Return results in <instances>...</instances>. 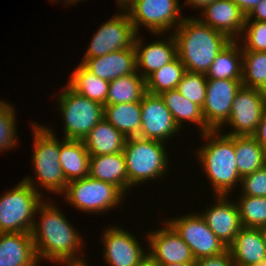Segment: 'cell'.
Segmentation results:
<instances>
[{
  "label": "cell",
  "mask_w": 266,
  "mask_h": 266,
  "mask_svg": "<svg viewBox=\"0 0 266 266\" xmlns=\"http://www.w3.org/2000/svg\"><path fill=\"white\" fill-rule=\"evenodd\" d=\"M59 210L51 201L45 200L37 209L40 220L34 221L31 231L37 258L39 262L45 259L59 265L84 261L79 256V253L82 255L83 237Z\"/></svg>",
  "instance_id": "1"
},
{
  "label": "cell",
  "mask_w": 266,
  "mask_h": 266,
  "mask_svg": "<svg viewBox=\"0 0 266 266\" xmlns=\"http://www.w3.org/2000/svg\"><path fill=\"white\" fill-rule=\"evenodd\" d=\"M173 31L177 55L185 70L192 73L205 74L215 57L231 41L193 16L185 17Z\"/></svg>",
  "instance_id": "2"
},
{
  "label": "cell",
  "mask_w": 266,
  "mask_h": 266,
  "mask_svg": "<svg viewBox=\"0 0 266 266\" xmlns=\"http://www.w3.org/2000/svg\"><path fill=\"white\" fill-rule=\"evenodd\" d=\"M201 136L206 143L196 149L200 166L211 182L215 196H227L242 178L236 165L234 136H227L218 130L205 132Z\"/></svg>",
  "instance_id": "3"
},
{
  "label": "cell",
  "mask_w": 266,
  "mask_h": 266,
  "mask_svg": "<svg viewBox=\"0 0 266 266\" xmlns=\"http://www.w3.org/2000/svg\"><path fill=\"white\" fill-rule=\"evenodd\" d=\"M32 123L34 150L31 160L37 179L34 181L31 177H25L23 180L35 190L39 187L38 193H41L39 191L41 188L49 193L63 194L68 182L59 163L60 140L50 127Z\"/></svg>",
  "instance_id": "4"
},
{
  "label": "cell",
  "mask_w": 266,
  "mask_h": 266,
  "mask_svg": "<svg viewBox=\"0 0 266 266\" xmlns=\"http://www.w3.org/2000/svg\"><path fill=\"white\" fill-rule=\"evenodd\" d=\"M162 141L129 137L123 154L128 174V190L149 180L164 177L168 167V153ZM166 171V172H165Z\"/></svg>",
  "instance_id": "5"
},
{
  "label": "cell",
  "mask_w": 266,
  "mask_h": 266,
  "mask_svg": "<svg viewBox=\"0 0 266 266\" xmlns=\"http://www.w3.org/2000/svg\"><path fill=\"white\" fill-rule=\"evenodd\" d=\"M43 198L24 180L0 196V233H31Z\"/></svg>",
  "instance_id": "6"
},
{
  "label": "cell",
  "mask_w": 266,
  "mask_h": 266,
  "mask_svg": "<svg viewBox=\"0 0 266 266\" xmlns=\"http://www.w3.org/2000/svg\"><path fill=\"white\" fill-rule=\"evenodd\" d=\"M58 96V110L63 115L64 139L83 140L104 118V105L76 93L67 84Z\"/></svg>",
  "instance_id": "7"
},
{
  "label": "cell",
  "mask_w": 266,
  "mask_h": 266,
  "mask_svg": "<svg viewBox=\"0 0 266 266\" xmlns=\"http://www.w3.org/2000/svg\"><path fill=\"white\" fill-rule=\"evenodd\" d=\"M62 195L69 205L81 212L101 214L121 205L126 194L111 183L88 176L69 181Z\"/></svg>",
  "instance_id": "8"
},
{
  "label": "cell",
  "mask_w": 266,
  "mask_h": 266,
  "mask_svg": "<svg viewBox=\"0 0 266 266\" xmlns=\"http://www.w3.org/2000/svg\"><path fill=\"white\" fill-rule=\"evenodd\" d=\"M179 6V0H131L123 9L129 14L137 34L144 25L159 37L167 31L170 33L171 28L176 29L184 20Z\"/></svg>",
  "instance_id": "9"
},
{
  "label": "cell",
  "mask_w": 266,
  "mask_h": 266,
  "mask_svg": "<svg viewBox=\"0 0 266 266\" xmlns=\"http://www.w3.org/2000/svg\"><path fill=\"white\" fill-rule=\"evenodd\" d=\"M166 222L189 246L195 260L216 256L228 249L210 230L199 212L188 213L173 219L171 217Z\"/></svg>",
  "instance_id": "10"
},
{
  "label": "cell",
  "mask_w": 266,
  "mask_h": 266,
  "mask_svg": "<svg viewBox=\"0 0 266 266\" xmlns=\"http://www.w3.org/2000/svg\"><path fill=\"white\" fill-rule=\"evenodd\" d=\"M119 10L120 14L112 16L95 32L83 58L103 56L134 46L137 32L129 14L123 8Z\"/></svg>",
  "instance_id": "11"
},
{
  "label": "cell",
  "mask_w": 266,
  "mask_h": 266,
  "mask_svg": "<svg viewBox=\"0 0 266 266\" xmlns=\"http://www.w3.org/2000/svg\"><path fill=\"white\" fill-rule=\"evenodd\" d=\"M266 109V101L256 88L242 86L236 93L230 116L223 124L233 129L227 136H252Z\"/></svg>",
  "instance_id": "12"
},
{
  "label": "cell",
  "mask_w": 266,
  "mask_h": 266,
  "mask_svg": "<svg viewBox=\"0 0 266 266\" xmlns=\"http://www.w3.org/2000/svg\"><path fill=\"white\" fill-rule=\"evenodd\" d=\"M241 87L242 80L207 79L202 113L205 123L212 130L221 132L230 116L234 97Z\"/></svg>",
  "instance_id": "13"
},
{
  "label": "cell",
  "mask_w": 266,
  "mask_h": 266,
  "mask_svg": "<svg viewBox=\"0 0 266 266\" xmlns=\"http://www.w3.org/2000/svg\"><path fill=\"white\" fill-rule=\"evenodd\" d=\"M141 129L139 137L167 142L179 133L171 112L160 95L146 92L140 101Z\"/></svg>",
  "instance_id": "14"
},
{
  "label": "cell",
  "mask_w": 266,
  "mask_h": 266,
  "mask_svg": "<svg viewBox=\"0 0 266 266\" xmlns=\"http://www.w3.org/2000/svg\"><path fill=\"white\" fill-rule=\"evenodd\" d=\"M103 232V257L109 266H137L148 254L139 239L122 227L109 226Z\"/></svg>",
  "instance_id": "15"
},
{
  "label": "cell",
  "mask_w": 266,
  "mask_h": 266,
  "mask_svg": "<svg viewBox=\"0 0 266 266\" xmlns=\"http://www.w3.org/2000/svg\"><path fill=\"white\" fill-rule=\"evenodd\" d=\"M163 223L164 227L149 232L146 237L148 254L159 265L195 262L189 246L165 220Z\"/></svg>",
  "instance_id": "16"
},
{
  "label": "cell",
  "mask_w": 266,
  "mask_h": 266,
  "mask_svg": "<svg viewBox=\"0 0 266 266\" xmlns=\"http://www.w3.org/2000/svg\"><path fill=\"white\" fill-rule=\"evenodd\" d=\"M214 203L200 215L204 218L207 226L217 238L228 248L235 240L236 235L243 228L239 210L235 201L227 199L228 196L214 195Z\"/></svg>",
  "instance_id": "17"
},
{
  "label": "cell",
  "mask_w": 266,
  "mask_h": 266,
  "mask_svg": "<svg viewBox=\"0 0 266 266\" xmlns=\"http://www.w3.org/2000/svg\"><path fill=\"white\" fill-rule=\"evenodd\" d=\"M198 18L202 23L226 35L230 40H238L242 35L246 15L232 0H216L209 4Z\"/></svg>",
  "instance_id": "18"
},
{
  "label": "cell",
  "mask_w": 266,
  "mask_h": 266,
  "mask_svg": "<svg viewBox=\"0 0 266 266\" xmlns=\"http://www.w3.org/2000/svg\"><path fill=\"white\" fill-rule=\"evenodd\" d=\"M138 36L139 35L137 34L134 43L137 72L144 79L154 71L173 61L178 56L177 42L172 32L169 37H166V39H159L148 45H144L143 38H140V36L138 38Z\"/></svg>",
  "instance_id": "19"
},
{
  "label": "cell",
  "mask_w": 266,
  "mask_h": 266,
  "mask_svg": "<svg viewBox=\"0 0 266 266\" xmlns=\"http://www.w3.org/2000/svg\"><path fill=\"white\" fill-rule=\"evenodd\" d=\"M80 64L100 79L110 82L137 71L135 47L117 50L94 58H82Z\"/></svg>",
  "instance_id": "20"
},
{
  "label": "cell",
  "mask_w": 266,
  "mask_h": 266,
  "mask_svg": "<svg viewBox=\"0 0 266 266\" xmlns=\"http://www.w3.org/2000/svg\"><path fill=\"white\" fill-rule=\"evenodd\" d=\"M31 233H0V266H39Z\"/></svg>",
  "instance_id": "21"
},
{
  "label": "cell",
  "mask_w": 266,
  "mask_h": 266,
  "mask_svg": "<svg viewBox=\"0 0 266 266\" xmlns=\"http://www.w3.org/2000/svg\"><path fill=\"white\" fill-rule=\"evenodd\" d=\"M89 177L111 183L124 194L128 190V174L123 152L90 156Z\"/></svg>",
  "instance_id": "22"
},
{
  "label": "cell",
  "mask_w": 266,
  "mask_h": 266,
  "mask_svg": "<svg viewBox=\"0 0 266 266\" xmlns=\"http://www.w3.org/2000/svg\"><path fill=\"white\" fill-rule=\"evenodd\" d=\"M228 249L234 264L255 265L266 258V245L260 228L243 227Z\"/></svg>",
  "instance_id": "23"
},
{
  "label": "cell",
  "mask_w": 266,
  "mask_h": 266,
  "mask_svg": "<svg viewBox=\"0 0 266 266\" xmlns=\"http://www.w3.org/2000/svg\"><path fill=\"white\" fill-rule=\"evenodd\" d=\"M127 137L106 119L99 121L83 139L90 156L123 152Z\"/></svg>",
  "instance_id": "24"
},
{
  "label": "cell",
  "mask_w": 266,
  "mask_h": 266,
  "mask_svg": "<svg viewBox=\"0 0 266 266\" xmlns=\"http://www.w3.org/2000/svg\"><path fill=\"white\" fill-rule=\"evenodd\" d=\"M60 166L66 181L88 177L90 154L83 140L62 139L60 141Z\"/></svg>",
  "instance_id": "25"
},
{
  "label": "cell",
  "mask_w": 266,
  "mask_h": 266,
  "mask_svg": "<svg viewBox=\"0 0 266 266\" xmlns=\"http://www.w3.org/2000/svg\"><path fill=\"white\" fill-rule=\"evenodd\" d=\"M242 69V46L237 40H231L215 57L204 75L206 79L242 80Z\"/></svg>",
  "instance_id": "26"
},
{
  "label": "cell",
  "mask_w": 266,
  "mask_h": 266,
  "mask_svg": "<svg viewBox=\"0 0 266 266\" xmlns=\"http://www.w3.org/2000/svg\"><path fill=\"white\" fill-rule=\"evenodd\" d=\"M161 98L171 112L176 125L181 129L183 122H193L200 128V134L209 132L212 129L205 123L202 108L184 97L178 90L163 92Z\"/></svg>",
  "instance_id": "27"
},
{
  "label": "cell",
  "mask_w": 266,
  "mask_h": 266,
  "mask_svg": "<svg viewBox=\"0 0 266 266\" xmlns=\"http://www.w3.org/2000/svg\"><path fill=\"white\" fill-rule=\"evenodd\" d=\"M141 117L140 101L104 105V119L127 138L139 137Z\"/></svg>",
  "instance_id": "28"
},
{
  "label": "cell",
  "mask_w": 266,
  "mask_h": 266,
  "mask_svg": "<svg viewBox=\"0 0 266 266\" xmlns=\"http://www.w3.org/2000/svg\"><path fill=\"white\" fill-rule=\"evenodd\" d=\"M236 165L241 177L266 165V151L253 136H234Z\"/></svg>",
  "instance_id": "29"
},
{
  "label": "cell",
  "mask_w": 266,
  "mask_h": 266,
  "mask_svg": "<svg viewBox=\"0 0 266 266\" xmlns=\"http://www.w3.org/2000/svg\"><path fill=\"white\" fill-rule=\"evenodd\" d=\"M73 71L67 85L76 93L105 105L108 97L109 81L100 79L86 70L80 63Z\"/></svg>",
  "instance_id": "30"
},
{
  "label": "cell",
  "mask_w": 266,
  "mask_h": 266,
  "mask_svg": "<svg viewBox=\"0 0 266 266\" xmlns=\"http://www.w3.org/2000/svg\"><path fill=\"white\" fill-rule=\"evenodd\" d=\"M146 93L145 79L136 71L109 82L105 105L138 102Z\"/></svg>",
  "instance_id": "31"
},
{
  "label": "cell",
  "mask_w": 266,
  "mask_h": 266,
  "mask_svg": "<svg viewBox=\"0 0 266 266\" xmlns=\"http://www.w3.org/2000/svg\"><path fill=\"white\" fill-rule=\"evenodd\" d=\"M185 72V66L177 56L145 79L146 92L161 95L163 92L176 89Z\"/></svg>",
  "instance_id": "32"
},
{
  "label": "cell",
  "mask_w": 266,
  "mask_h": 266,
  "mask_svg": "<svg viewBox=\"0 0 266 266\" xmlns=\"http://www.w3.org/2000/svg\"><path fill=\"white\" fill-rule=\"evenodd\" d=\"M236 202L242 226L261 228L266 226V197L240 195Z\"/></svg>",
  "instance_id": "33"
},
{
  "label": "cell",
  "mask_w": 266,
  "mask_h": 266,
  "mask_svg": "<svg viewBox=\"0 0 266 266\" xmlns=\"http://www.w3.org/2000/svg\"><path fill=\"white\" fill-rule=\"evenodd\" d=\"M242 86L259 89L266 80V52L242 51Z\"/></svg>",
  "instance_id": "34"
},
{
  "label": "cell",
  "mask_w": 266,
  "mask_h": 266,
  "mask_svg": "<svg viewBox=\"0 0 266 266\" xmlns=\"http://www.w3.org/2000/svg\"><path fill=\"white\" fill-rule=\"evenodd\" d=\"M15 114V109L9 102L0 100V152L17 148Z\"/></svg>",
  "instance_id": "35"
},
{
  "label": "cell",
  "mask_w": 266,
  "mask_h": 266,
  "mask_svg": "<svg viewBox=\"0 0 266 266\" xmlns=\"http://www.w3.org/2000/svg\"><path fill=\"white\" fill-rule=\"evenodd\" d=\"M206 83L207 79L203 73L186 71L178 83L176 90L202 108L206 97Z\"/></svg>",
  "instance_id": "36"
},
{
  "label": "cell",
  "mask_w": 266,
  "mask_h": 266,
  "mask_svg": "<svg viewBox=\"0 0 266 266\" xmlns=\"http://www.w3.org/2000/svg\"><path fill=\"white\" fill-rule=\"evenodd\" d=\"M237 41L244 43L241 44L242 51L266 52V21H245L242 35Z\"/></svg>",
  "instance_id": "37"
},
{
  "label": "cell",
  "mask_w": 266,
  "mask_h": 266,
  "mask_svg": "<svg viewBox=\"0 0 266 266\" xmlns=\"http://www.w3.org/2000/svg\"><path fill=\"white\" fill-rule=\"evenodd\" d=\"M240 195L266 197V165L241 178Z\"/></svg>",
  "instance_id": "38"
},
{
  "label": "cell",
  "mask_w": 266,
  "mask_h": 266,
  "mask_svg": "<svg viewBox=\"0 0 266 266\" xmlns=\"http://www.w3.org/2000/svg\"><path fill=\"white\" fill-rule=\"evenodd\" d=\"M196 266H234V261L230 250L227 249L225 252L209 257H202L195 261Z\"/></svg>",
  "instance_id": "39"
},
{
  "label": "cell",
  "mask_w": 266,
  "mask_h": 266,
  "mask_svg": "<svg viewBox=\"0 0 266 266\" xmlns=\"http://www.w3.org/2000/svg\"><path fill=\"white\" fill-rule=\"evenodd\" d=\"M252 136L266 151V109L262 115V119L258 124L255 133Z\"/></svg>",
  "instance_id": "40"
},
{
  "label": "cell",
  "mask_w": 266,
  "mask_h": 266,
  "mask_svg": "<svg viewBox=\"0 0 266 266\" xmlns=\"http://www.w3.org/2000/svg\"><path fill=\"white\" fill-rule=\"evenodd\" d=\"M253 19V20H252ZM245 21H266V0H262L247 16Z\"/></svg>",
  "instance_id": "41"
},
{
  "label": "cell",
  "mask_w": 266,
  "mask_h": 266,
  "mask_svg": "<svg viewBox=\"0 0 266 266\" xmlns=\"http://www.w3.org/2000/svg\"><path fill=\"white\" fill-rule=\"evenodd\" d=\"M247 16L262 0H232Z\"/></svg>",
  "instance_id": "42"
},
{
  "label": "cell",
  "mask_w": 266,
  "mask_h": 266,
  "mask_svg": "<svg viewBox=\"0 0 266 266\" xmlns=\"http://www.w3.org/2000/svg\"><path fill=\"white\" fill-rule=\"evenodd\" d=\"M216 0H186L184 2L185 5H189V7H193V8H200V11H203L209 4H211L212 2H214Z\"/></svg>",
  "instance_id": "43"
},
{
  "label": "cell",
  "mask_w": 266,
  "mask_h": 266,
  "mask_svg": "<svg viewBox=\"0 0 266 266\" xmlns=\"http://www.w3.org/2000/svg\"><path fill=\"white\" fill-rule=\"evenodd\" d=\"M137 266H160L149 254Z\"/></svg>",
  "instance_id": "44"
},
{
  "label": "cell",
  "mask_w": 266,
  "mask_h": 266,
  "mask_svg": "<svg viewBox=\"0 0 266 266\" xmlns=\"http://www.w3.org/2000/svg\"><path fill=\"white\" fill-rule=\"evenodd\" d=\"M88 266L86 264V261H80V262H64L62 266Z\"/></svg>",
  "instance_id": "45"
},
{
  "label": "cell",
  "mask_w": 266,
  "mask_h": 266,
  "mask_svg": "<svg viewBox=\"0 0 266 266\" xmlns=\"http://www.w3.org/2000/svg\"><path fill=\"white\" fill-rule=\"evenodd\" d=\"M160 266H196L195 262H185V263H174L168 265H160Z\"/></svg>",
  "instance_id": "46"
},
{
  "label": "cell",
  "mask_w": 266,
  "mask_h": 266,
  "mask_svg": "<svg viewBox=\"0 0 266 266\" xmlns=\"http://www.w3.org/2000/svg\"><path fill=\"white\" fill-rule=\"evenodd\" d=\"M234 266H266V258L262 259L260 262H258L255 265H241V264H235Z\"/></svg>",
  "instance_id": "47"
},
{
  "label": "cell",
  "mask_w": 266,
  "mask_h": 266,
  "mask_svg": "<svg viewBox=\"0 0 266 266\" xmlns=\"http://www.w3.org/2000/svg\"><path fill=\"white\" fill-rule=\"evenodd\" d=\"M258 90L260 91L261 95L264 97L266 101V80L264 84Z\"/></svg>",
  "instance_id": "48"
},
{
  "label": "cell",
  "mask_w": 266,
  "mask_h": 266,
  "mask_svg": "<svg viewBox=\"0 0 266 266\" xmlns=\"http://www.w3.org/2000/svg\"><path fill=\"white\" fill-rule=\"evenodd\" d=\"M130 1L131 0H116V3L118 4V8H123Z\"/></svg>",
  "instance_id": "49"
},
{
  "label": "cell",
  "mask_w": 266,
  "mask_h": 266,
  "mask_svg": "<svg viewBox=\"0 0 266 266\" xmlns=\"http://www.w3.org/2000/svg\"><path fill=\"white\" fill-rule=\"evenodd\" d=\"M260 231L263 235V239H264V242H265V245H266V226H263L260 228Z\"/></svg>",
  "instance_id": "50"
},
{
  "label": "cell",
  "mask_w": 266,
  "mask_h": 266,
  "mask_svg": "<svg viewBox=\"0 0 266 266\" xmlns=\"http://www.w3.org/2000/svg\"><path fill=\"white\" fill-rule=\"evenodd\" d=\"M65 2L64 3H67V4H72V5H74V4H76L77 2H79V1H83V0H64Z\"/></svg>",
  "instance_id": "51"
}]
</instances>
